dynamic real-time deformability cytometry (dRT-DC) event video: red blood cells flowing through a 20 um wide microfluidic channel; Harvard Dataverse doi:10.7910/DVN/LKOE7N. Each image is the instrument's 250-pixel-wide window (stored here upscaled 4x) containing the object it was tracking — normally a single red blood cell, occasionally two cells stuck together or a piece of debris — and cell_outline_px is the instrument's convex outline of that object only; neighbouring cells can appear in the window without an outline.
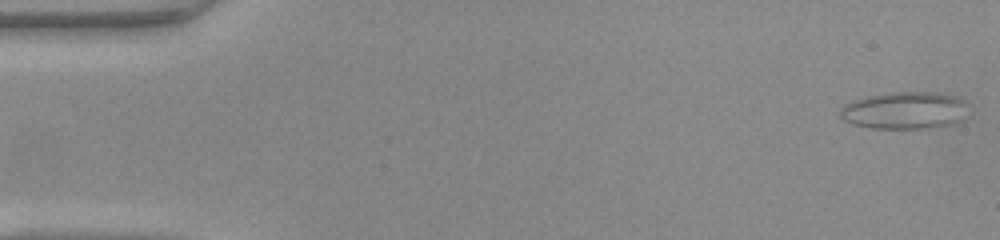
{"species": "common noctule bat (a hibernating species)", "species_latin": "Nyctalus noctula", "temperature_condition": "warm", "stored_images_in_passage": 44, "camera_frame_rate_fps": 3000, "um_per_image_px": 0.085, "animal": {"sex": "female", "body_mass_g": 22.0, "forearm_length_mm": 56.7}, "frame": {"image": 1, "passage_image": 1, "time_ms": 0.0, "image_size_px": [1000, 240], "cell_outline_px": [[964, 100], [956, 120], [948, 124], [920, 128], [872, 128], [852, 124], [844, 120], [840, 116], [840, 108], [852, 100], [868, 96], [892, 92], [932, 92], [956, 96]], "centroid_in_image_um": [76.72, 9.37], "position_along_channel_um": 8.3, "area_um2": 26.76}}
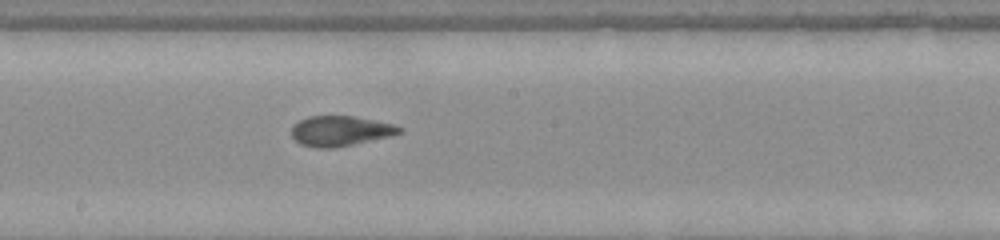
{"frame": {"image": 2, "passage_image": 26, "time_ms": 8.333, "image_size_px": [1000, 240], "cell_outline_px": [[404, 128], [400, 132], [388, 136], [352, 144], [332, 148], [316, 148], [300, 144], [292, 136], [292, 128], [300, 120], [308, 116], [352, 116], [392, 124]], "centroid_in_image_um": [28.89, 11.13], "position_along_channel_um": 219.3, "area_um2": 18.5}}
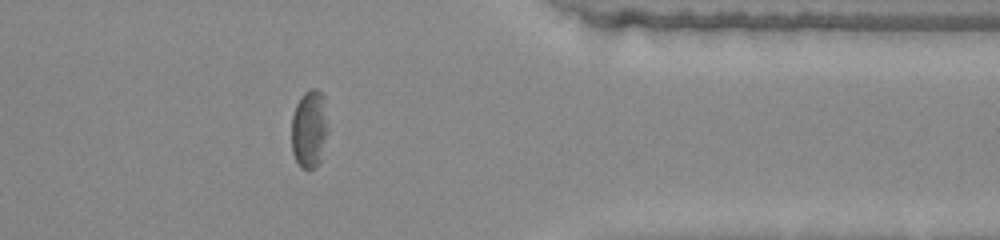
{"frame": {"image": 3, "passage_image": 39, "time_ms": 12.667, "image_size_px": [1000, 240], "cell_outline_px": [[328, 132], [320, 160], [312, 168], [300, 168], [292, 152], [292, 116], [296, 104], [300, 96], [304, 92], [312, 88], [316, 88], [324, 96], [328, 128]], "centroid_in_image_um": [26.29, 10.92], "position_along_channel_um": 385.1, "area_um2": 16.65}}